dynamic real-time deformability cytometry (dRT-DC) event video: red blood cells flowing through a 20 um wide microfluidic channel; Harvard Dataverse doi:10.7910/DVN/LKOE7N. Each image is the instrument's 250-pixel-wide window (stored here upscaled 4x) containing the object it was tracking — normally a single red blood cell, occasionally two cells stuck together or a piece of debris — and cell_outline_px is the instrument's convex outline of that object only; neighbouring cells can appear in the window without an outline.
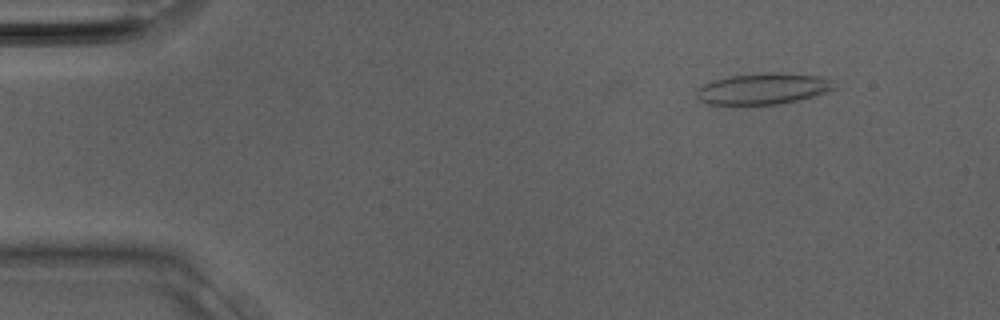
{"species": "Egyptian fruit bat (a non-hibernating species)", "species_latin": "Rousettus aegyptiacus", "temperature_condition": "room temperature", "stored_images_in_passage": 27, "camera_frame_rate_fps": 3000, "um_per_image_px": 0.085, "animal": {"sex": "male"}, "frame": {"image": 1, "passage_image": 3, "time_ms": 0.667, "image_size_px": [1000, 320], "cell_outline_px": [[836, 88], [800, 100], [780, 104], [708, 104], [700, 100], [696, 96], [696, 92], [704, 84], [712, 80], [728, 76], [768, 72], [776, 72], [816, 76], [832, 80]], "centroid_in_image_um": [64.85, 7.54], "position_along_channel_um": 20.2, "area_um2": 24.8}}
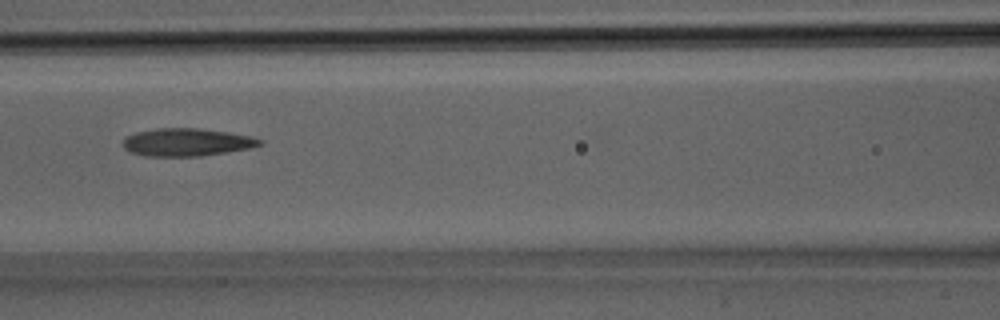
{"frame": {"image": 2, "passage_image": 13, "time_ms": 4.0, "image_size_px": [1000, 320], "cell_outline_px": [[264, 144], [252, 148], [228, 152], [200, 156], [144, 156], [128, 152], [124, 148], [124, 136], [136, 132], [156, 128], [196, 128], [228, 132], [252, 136], [264, 140]], "centroid_in_image_um": [15.9, 12.09], "position_along_channel_um": 150.7, "area_um2": 22.43}}
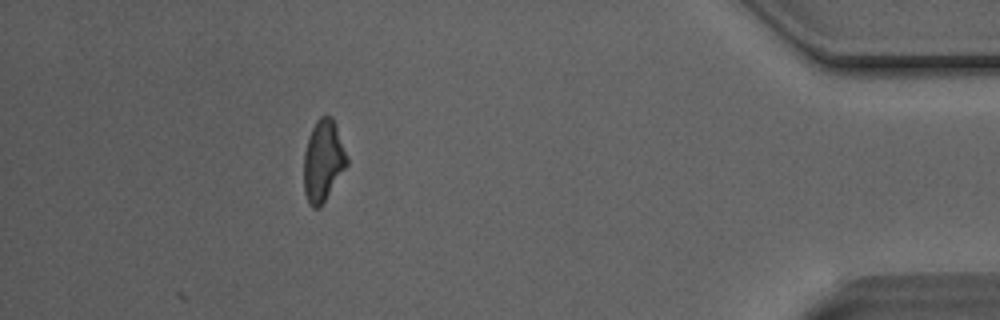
{"frame": {"image": 3, "passage_image": 27, "time_ms": 8.667, "image_size_px": [1000, 320], "cell_outline_px": [[348, 164], [320, 208], [312, 208], [308, 204], [304, 192], [304, 152], [312, 128], [316, 120], [320, 116], [332, 116], [336, 124], [348, 160]], "centroid_in_image_um": [27.46, 13.68], "position_along_channel_um": 407.7, "area_um2": 20.4}}